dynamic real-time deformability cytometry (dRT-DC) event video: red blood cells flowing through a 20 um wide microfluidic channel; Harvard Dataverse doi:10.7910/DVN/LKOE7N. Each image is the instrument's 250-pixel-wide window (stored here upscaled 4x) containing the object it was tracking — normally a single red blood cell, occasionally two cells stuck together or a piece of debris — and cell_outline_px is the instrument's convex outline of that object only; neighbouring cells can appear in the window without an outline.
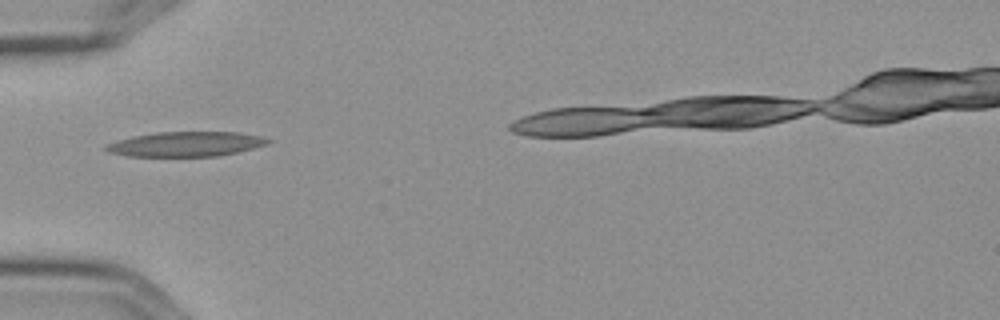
{"species": "Egyptian fruit bat (a non-hibernating species)", "species_latin": "Rousettus aegyptiacus", "temperature_condition": "cold", "stored_images_in_passage": 3, "camera_frame_rate_fps": 3000, "um_per_image_px": 0.085, "frame": {"image": 1, "passage_image": 1, "time_ms": 0.0, "image_size_px": [1000, 320], "cell_outline_px": [[272, 140], [268, 144], [236, 152], [216, 156], [128, 156], [108, 152], [100, 148], [104, 144], [132, 136], [156, 132], [240, 132], [260, 136]], "centroid_in_image_um": [15.73, 12.24], "position_along_channel_um": 69.3, "area_um2": 23.47}}
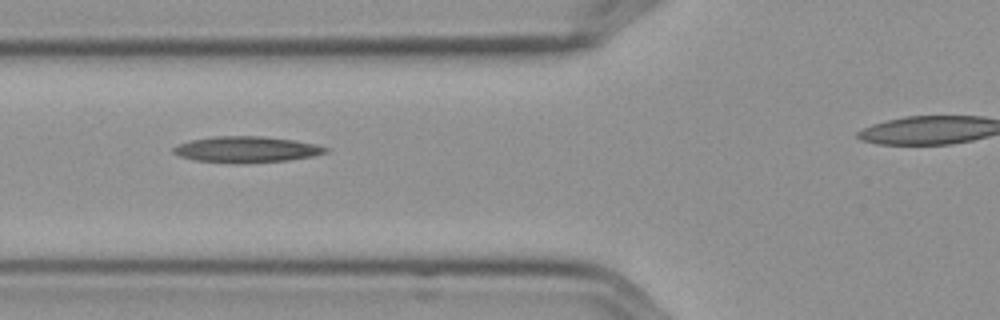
{"frame": {"image": 2, "passage_image": 2, "time_ms": 0.333, "image_size_px": [1000, 320], "cell_outline_px": [[328, 152], [312, 156], [288, 160], [196, 160], [180, 156], [172, 152], [172, 148], [188, 140], [212, 136], [264, 136], [296, 140], [316, 144], [328, 148]], "centroid_in_image_um": [20.98, 12.63], "position_along_channel_um": 104.8, "area_um2": 21.96}}
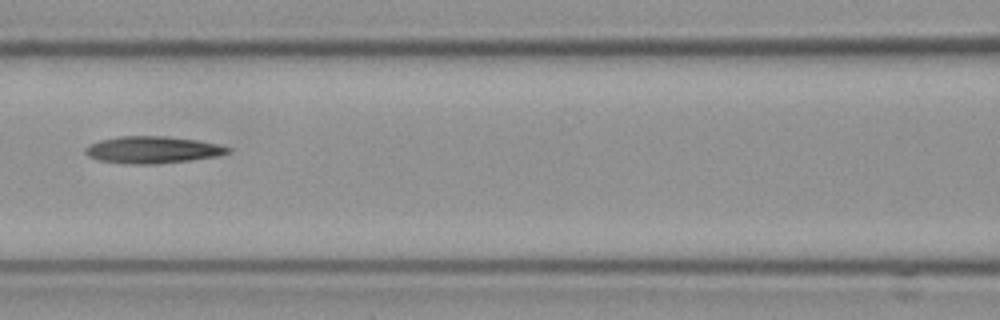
{"frame": {"image": 3, "passage_image": 3, "time_ms": 0.667, "image_size_px": [1000, 320], "cell_outline_px": [[232, 148], [228, 152], [216, 156], [188, 160], [156, 164], [124, 164], [100, 160], [88, 156], [84, 152], [84, 148], [100, 140], [120, 136], [164, 136], [196, 140], [220, 144]], "centroid_in_image_um": [12.95, 12.73], "position_along_channel_um": 153.6, "area_um2": 22.25}}